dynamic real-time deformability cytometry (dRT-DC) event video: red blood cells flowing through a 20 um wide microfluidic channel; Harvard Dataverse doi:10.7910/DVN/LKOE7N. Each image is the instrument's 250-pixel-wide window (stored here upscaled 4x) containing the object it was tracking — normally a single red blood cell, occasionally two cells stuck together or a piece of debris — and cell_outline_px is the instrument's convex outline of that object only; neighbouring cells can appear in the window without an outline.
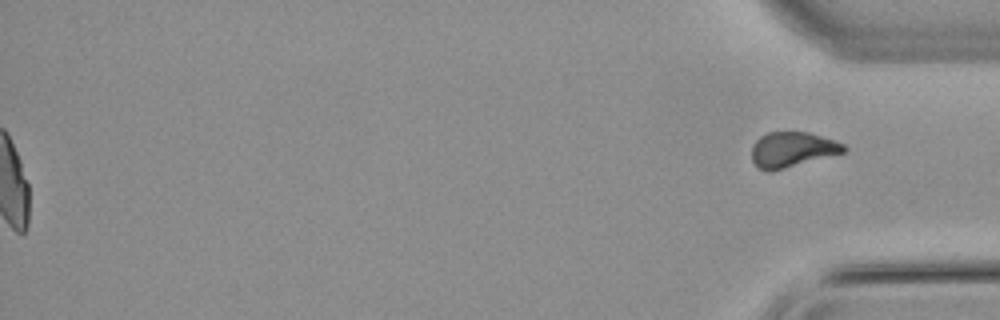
{"species": "common noctule bat (a hibernating species)", "species_latin": "Nyctalus noctula", "temperature_condition": "warm", "stored_images_in_passage": 56, "segment_of_instrument_passage": [2, 2], "camera_frame_rate_fps": 3000, "um_per_image_px": 0.085, "animal": {"sex": "male", "body_mass_g": 21.5, "forearm_length_mm": 52.0}, "frame": {"image": 1, "passage_image": 56, "time_ms": 18.333, "image_size_px": [1000, 320], "cell_outline_px": [[848, 148], [844, 152], [784, 168], [768, 172], [764, 172], [752, 160], [752, 144], [760, 136], [768, 132], [808, 132], [836, 140], [844, 144]], "centroid_in_image_um": [67.33, 12.7], "position_along_channel_um": 367.9, "area_um2": 18.79}}